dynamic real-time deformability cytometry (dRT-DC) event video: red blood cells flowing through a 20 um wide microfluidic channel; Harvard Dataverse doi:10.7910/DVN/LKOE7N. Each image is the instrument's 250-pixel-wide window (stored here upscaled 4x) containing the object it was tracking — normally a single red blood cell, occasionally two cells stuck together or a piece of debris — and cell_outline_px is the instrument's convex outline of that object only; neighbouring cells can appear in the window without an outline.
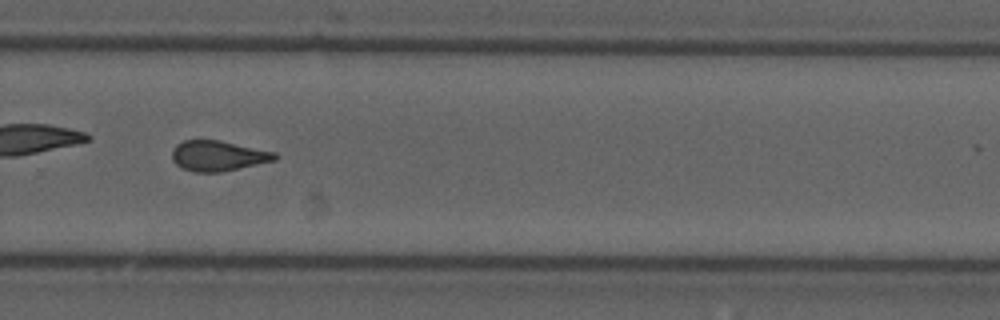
{"species": "common noctule bat (a hibernating species)", "species_latin": "Nyctalus noctula", "temperature_condition": "cold", "stored_images_in_passage": 41, "camera_frame_rate_fps": 3000, "um_per_image_px": 0.085, "animal": {"sex": "male", "forearm_length_mm": 52.5}, "frame": {"image": 1, "passage_image": 24, "time_ms": 7.667, "image_size_px": [1000, 320], "cell_outline_px": [[280, 156], [276, 160], [220, 172], [192, 172], [180, 168], [172, 160], [172, 148], [176, 144], [184, 140], [220, 140], [276, 152]], "centroid_in_image_um": [18.52, 13.24], "position_along_channel_um": 311.3, "area_um2": 18.38}, "authors_computed_cell_mechanics": {"area_um2": 18.5538, "velocity_mm_per_s": 3.7833, "shape_relaxation_time_tau1_ms": null, "shape_relaxation_time_tau2_ms": 2.028, "deformation_change_tau1": null, "deformation_change_tau2": 0.1064}}